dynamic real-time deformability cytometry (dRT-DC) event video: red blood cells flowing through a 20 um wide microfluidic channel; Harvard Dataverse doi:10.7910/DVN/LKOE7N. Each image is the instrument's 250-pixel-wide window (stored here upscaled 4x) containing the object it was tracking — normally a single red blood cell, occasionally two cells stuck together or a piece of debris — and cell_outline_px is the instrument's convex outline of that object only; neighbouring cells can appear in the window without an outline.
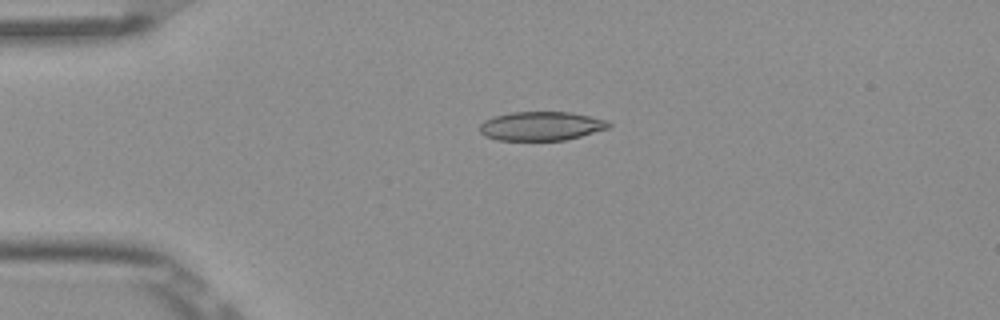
{"species": "Egyptian fruit bat (a non-hibernating species)", "species_latin": "Rousettus aegyptiacus", "temperature_condition": "room temperature", "stored_images_in_passage": 52, "camera_frame_rate_fps": 3000, "um_per_image_px": 0.085, "frame": {"image": 1, "passage_image": 12, "time_ms": 3.667, "image_size_px": [1000, 320], "cell_outline_px": [[612, 124], [608, 128], [580, 136], [564, 140], [496, 140], [484, 136], [480, 132], [480, 124], [484, 120], [492, 116], [512, 112], [572, 112], [608, 120]], "centroid_in_image_um": [45.98, 10.71], "position_along_channel_um": 39.0, "area_um2": 21.85}}
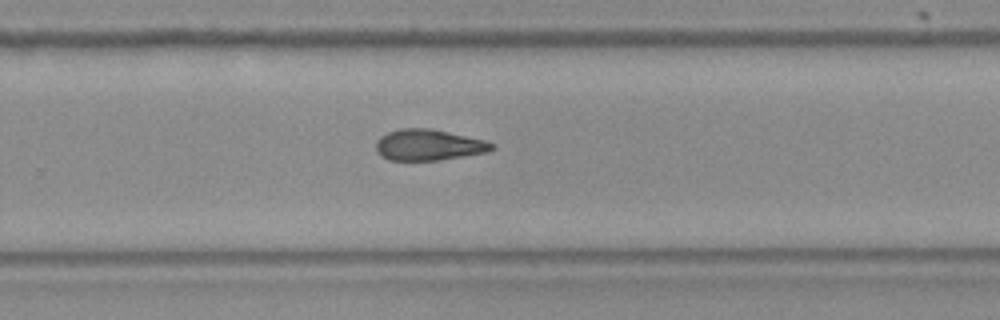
{"frame": {"image": 2, "passage_image": 34, "time_ms": 11.0, "image_size_px": [1000, 320], "cell_outline_px": [[496, 148], [488, 152], [440, 160], [388, 160], [380, 156], [376, 152], [376, 140], [380, 136], [388, 132], [400, 128], [432, 128], [484, 140], [496, 144]], "centroid_in_image_um": [36.42, 12.32], "position_along_channel_um": 293.4, "area_um2": 21.21}}
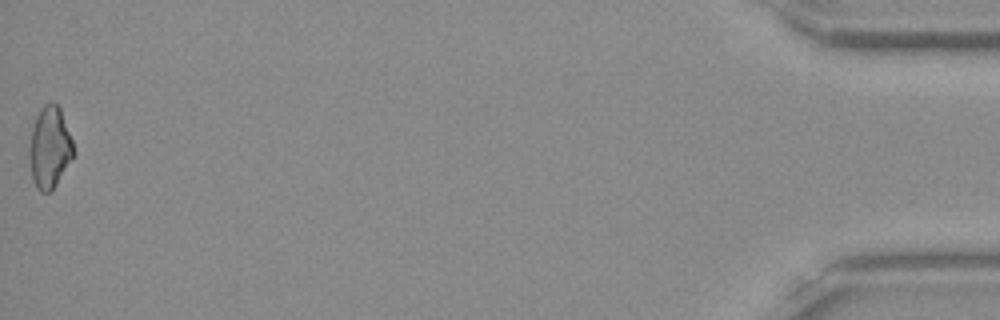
{"frame": {"image": 3, "passage_image": 52, "time_ms": 17.0, "image_size_px": [1000, 320], "cell_outline_px": [[72, 156], [52, 192], [40, 192], [36, 188], [32, 180], [28, 156], [28, 148], [32, 128], [36, 116], [40, 108], [44, 104], [56, 104], [60, 108], [72, 140]], "centroid_in_image_um": [4.17, 12.57], "position_along_channel_um": 431.0, "area_um2": 20.81}, "authors_computed_cell_mechanics": {"area_um2": 21.5883, "velocity_mm_per_s": 3.8929, "shape_relaxation_time_tau1_ms": null, "shape_relaxation_time_tau2_ms": 5.9985, "deformation_change_tau1": null, "deformation_change_tau2": 0.1404}}